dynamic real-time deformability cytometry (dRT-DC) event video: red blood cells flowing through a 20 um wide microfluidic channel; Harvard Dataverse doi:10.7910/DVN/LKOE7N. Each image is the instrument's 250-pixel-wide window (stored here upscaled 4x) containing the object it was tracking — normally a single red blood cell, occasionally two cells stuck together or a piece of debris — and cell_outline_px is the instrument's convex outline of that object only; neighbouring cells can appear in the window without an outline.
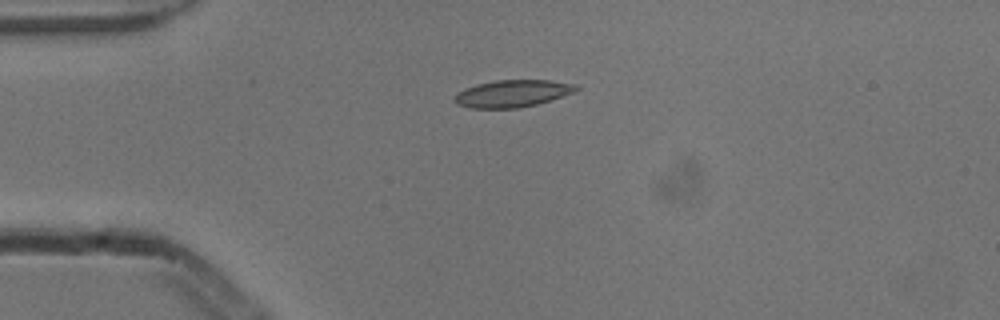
{"species": "common noctule bat (a hibernating species)", "species_latin": "Nyctalus noctula", "temperature_condition": "cold", "stored_images_in_passage": 2, "camera_frame_rate_fps": 3000, "um_per_image_px": 0.085, "animal": {"sex": "male", "body_mass_g": 13.3}, "frame": {"image": 1, "passage_image": 1, "time_ms": 0.0, "image_size_px": [1000, 320], "cell_outline_px": [[580, 88], [576, 92], [552, 100], [520, 108], [468, 108], [456, 104], [452, 100], [456, 92], [464, 88], [476, 84], [496, 80], [548, 80], [580, 84]], "centroid_in_image_um": [43.57, 7.95], "position_along_channel_um": 41.4, "area_um2": 19.71}}